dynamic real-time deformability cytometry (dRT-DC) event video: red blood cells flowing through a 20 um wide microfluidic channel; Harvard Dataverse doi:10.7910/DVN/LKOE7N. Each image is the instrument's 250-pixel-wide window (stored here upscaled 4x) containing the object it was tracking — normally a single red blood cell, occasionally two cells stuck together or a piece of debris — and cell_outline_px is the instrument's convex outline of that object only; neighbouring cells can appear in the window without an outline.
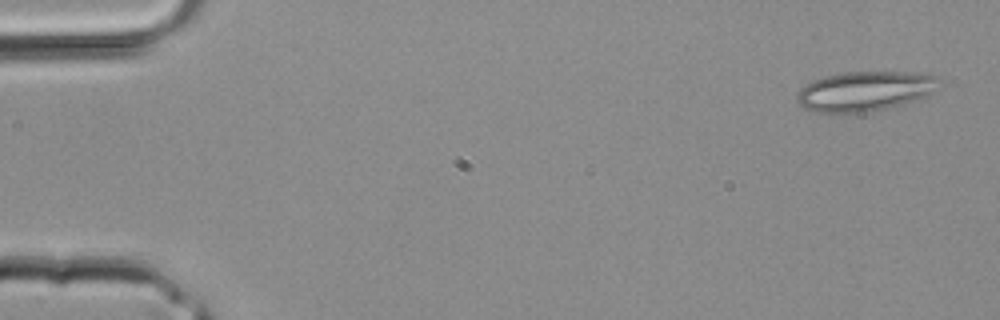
{"species": "common noctule bat (a hibernating species)", "species_latin": "Nyctalus noctula", "temperature_condition": "room temperature", "stored_images_in_passage": 2, "camera_frame_rate_fps": 3000, "um_per_image_px": 0.085, "animal": {"sex": "male", "body_mass_g": 20.4}, "frame": {"image": 1, "passage_image": 2, "time_ms": 0.333, "image_size_px": [1000, 320], "cell_outline_px": [[944, 84], [928, 96], [916, 100], [888, 108], [868, 112], [812, 112], [804, 108], [796, 100], [796, 96], [800, 88], [812, 80], [824, 76], [844, 72], [916, 72], [936, 76]], "centroid_in_image_um": [73.56, 7.74], "position_along_channel_um": 11.4, "area_um2": 33.35}}